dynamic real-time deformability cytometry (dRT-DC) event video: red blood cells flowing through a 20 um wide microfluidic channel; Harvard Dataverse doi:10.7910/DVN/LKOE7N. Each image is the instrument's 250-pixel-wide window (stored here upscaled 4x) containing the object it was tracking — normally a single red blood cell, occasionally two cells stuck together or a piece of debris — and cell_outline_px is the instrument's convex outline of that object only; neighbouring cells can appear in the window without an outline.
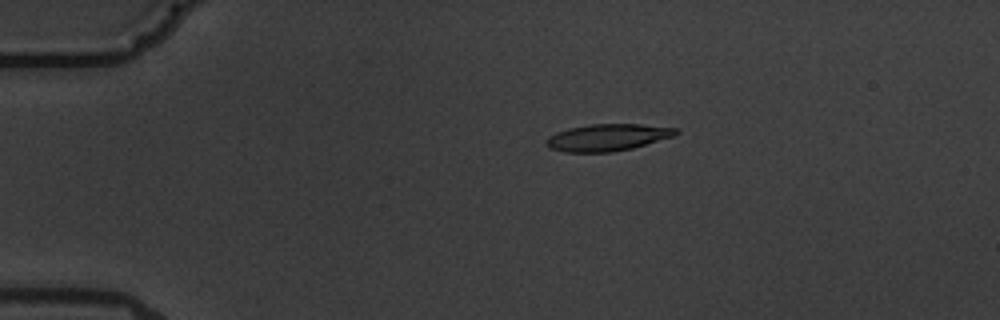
{"species": "common noctule bat (a hibernating species)", "species_latin": "Nyctalus noctula", "temperature_condition": "warm", "stored_images_in_passage": 6, "camera_frame_rate_fps": 3000, "um_per_image_px": 0.085, "animal": {"sex": "male", "body_mass_g": 19.5, "forearm_length_mm": 54.6}, "frame": {"image": 1, "passage_image": 4, "time_ms": 3.667, "image_size_px": [1000, 320], "cell_outline_px": [[680, 132], [672, 136], [632, 148], [612, 152], [564, 152], [548, 148], [544, 144], [544, 140], [548, 136], [556, 132], [568, 128], [592, 124], [640, 124], [676, 128]], "centroid_in_image_um": [51.56, 11.68], "position_along_channel_um": 33.4, "area_um2": 20.35}}